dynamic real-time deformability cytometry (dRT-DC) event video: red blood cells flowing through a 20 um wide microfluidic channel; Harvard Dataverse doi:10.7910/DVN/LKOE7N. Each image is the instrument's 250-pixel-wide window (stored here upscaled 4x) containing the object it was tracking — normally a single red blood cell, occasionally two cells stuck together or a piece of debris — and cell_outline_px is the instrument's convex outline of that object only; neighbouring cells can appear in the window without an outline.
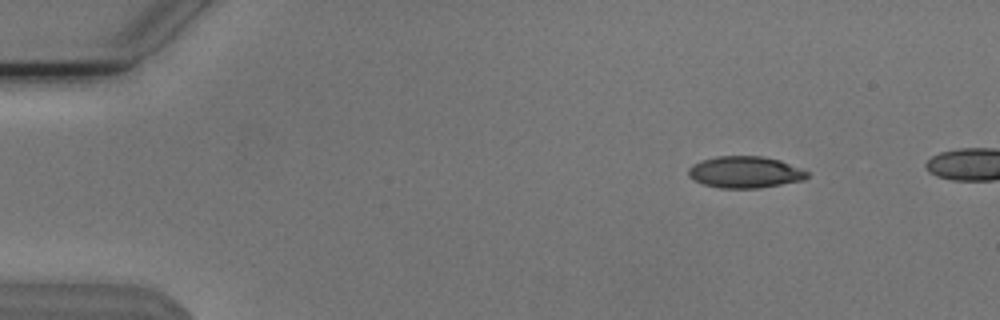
{"species": "Egyptian fruit bat (a non-hibernating species)", "species_latin": "Rousettus aegyptiacus", "temperature_condition": "cold", "stored_images_in_passage": 44, "camera_frame_rate_fps": 3000, "um_per_image_px": 0.085, "animal": {"sex": "male"}, "frame": {"image": 1, "passage_image": 1, "time_ms": 0.0, "image_size_px": [1000, 320], "cell_outline_px": [[808, 176], [804, 180], [756, 188], [720, 188], [704, 184], [688, 176], [688, 168], [692, 164], [700, 160], [716, 156], [764, 156], [780, 160], [808, 172]], "centroid_in_image_um": [63.29, 14.62], "position_along_channel_um": 21.7, "area_um2": 21.79}}
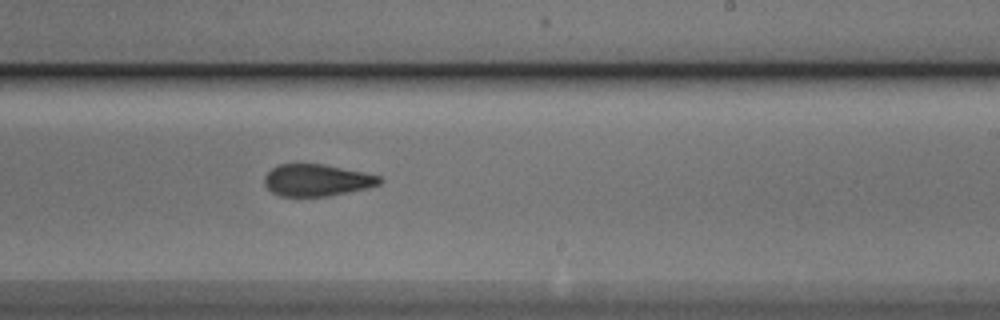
{"frame": {"image": 2, "passage_image": 27, "time_ms": 8.667, "image_size_px": [1000, 320], "cell_outline_px": [[384, 180], [380, 184], [368, 188], [328, 196], [280, 196], [272, 192], [264, 184], [264, 176], [272, 168], [280, 164], [324, 164], [364, 172], [380, 176]], "centroid_in_image_um": [26.95, 15.31], "position_along_channel_um": 262.1, "area_um2": 21.44}}
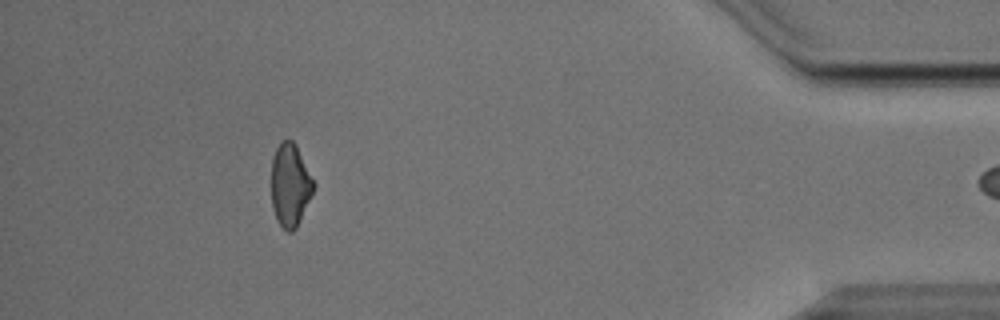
{"frame": {"image": 3, "passage_image": 43, "time_ms": 14.0, "image_size_px": [1000, 320], "cell_outline_px": [[316, 184], [300, 220], [296, 228], [292, 232], [288, 232], [276, 220], [272, 208], [272, 156], [276, 148], [284, 140], [292, 140], [296, 144]], "centroid_in_image_um": [24.66, 15.73], "position_along_channel_um": 410.5, "area_um2": 20.35}}